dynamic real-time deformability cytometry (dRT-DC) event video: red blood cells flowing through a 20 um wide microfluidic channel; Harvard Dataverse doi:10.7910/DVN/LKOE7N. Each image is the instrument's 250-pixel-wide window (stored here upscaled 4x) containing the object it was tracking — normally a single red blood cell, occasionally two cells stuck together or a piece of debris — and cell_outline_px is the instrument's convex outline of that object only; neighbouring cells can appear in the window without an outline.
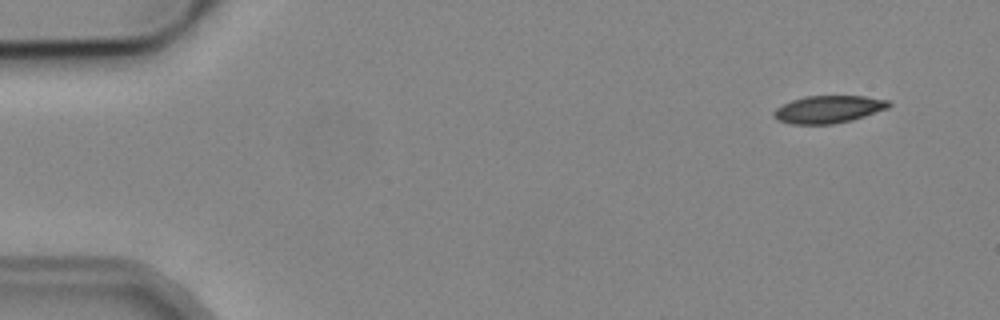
{"species": "common noctule bat (a hibernating species)", "species_latin": "Nyctalus noctula", "temperature_condition": "cold", "stored_images_in_passage": 4, "camera_frame_rate_fps": 3000, "um_per_image_px": 0.085, "animal": {"sex": "male", "body_mass_g": 19.2, "forearm_length_mm": 51.8}, "frame": {"image": 1, "passage_image": 1, "time_ms": 0.0, "image_size_px": [1000, 320], "cell_outline_px": [[892, 104], [888, 108], [852, 120], [832, 124], [792, 124], [776, 120], [772, 116], [772, 112], [776, 108], [792, 100], [804, 96], [864, 96], [888, 100]], "centroid_in_image_um": [70.39, 9.29], "position_along_channel_um": 14.6, "area_um2": 18.44}}